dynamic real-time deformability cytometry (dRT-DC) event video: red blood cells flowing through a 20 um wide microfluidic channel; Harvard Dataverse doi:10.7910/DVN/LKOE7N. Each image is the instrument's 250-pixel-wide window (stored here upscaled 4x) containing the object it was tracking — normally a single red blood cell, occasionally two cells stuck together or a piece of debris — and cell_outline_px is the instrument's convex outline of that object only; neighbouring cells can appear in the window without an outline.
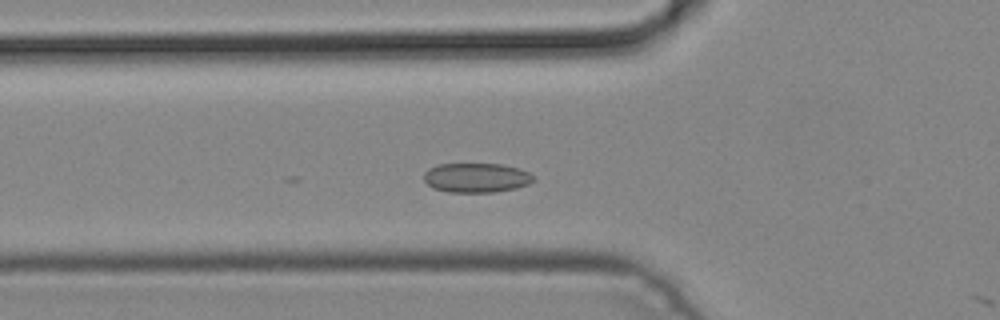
{"species": "common noctule bat (a hibernating species)", "species_latin": "Nyctalus noctula", "temperature_condition": "cold", "stored_images_in_passage": 14, "camera_frame_rate_fps": 3000, "um_per_image_px": 0.085, "animal": {"sex": "male", "body_mass_g": 19.2, "forearm_length_mm": 51.8}, "frame": {"image": 1, "passage_image": 13, "time_ms": 4.0, "image_size_px": [1000, 320], "cell_outline_px": [[536, 180], [528, 184], [516, 188], [492, 192], [448, 192], [432, 188], [424, 180], [424, 172], [428, 168], [436, 164], [504, 164], [520, 168], [536, 176]], "centroid_in_image_um": [40.5, 15.1], "position_along_channel_um": 85.3, "area_um2": 19.07}}